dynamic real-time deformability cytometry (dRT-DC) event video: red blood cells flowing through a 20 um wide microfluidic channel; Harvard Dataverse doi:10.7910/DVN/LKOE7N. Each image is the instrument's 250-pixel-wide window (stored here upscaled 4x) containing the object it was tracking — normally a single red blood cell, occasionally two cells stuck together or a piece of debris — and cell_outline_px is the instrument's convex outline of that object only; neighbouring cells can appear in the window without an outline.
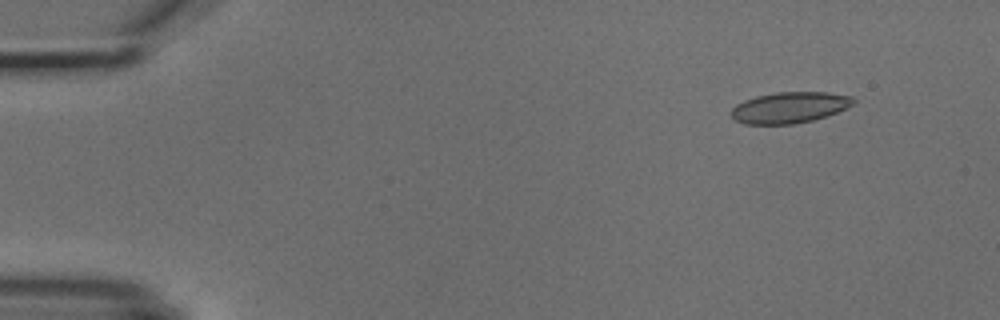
{"species": "common noctule bat (a hibernating species)", "species_latin": "Nyctalus noctula", "temperature_condition": "cold", "stored_images_in_passage": 5, "camera_frame_rate_fps": 3000, "um_per_image_px": 0.085, "animal": {"sex": "male", "body_mass_g": 18.8}, "frame": {"image": 1, "passage_image": 2, "time_ms": 1.0, "image_size_px": [1000, 320], "cell_outline_px": [[856, 100], [852, 104], [828, 116], [812, 120], [792, 124], [744, 124], [736, 120], [728, 112], [736, 104], [744, 100], [756, 96], [776, 92], [828, 92], [852, 96]], "centroid_in_image_um": [67.08, 9.13], "position_along_channel_um": 17.9, "area_um2": 22.14}}
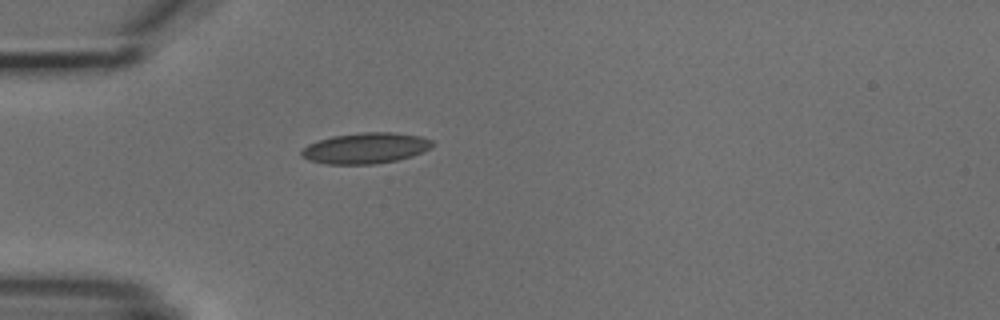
{"frame": {"image": 2, "passage_image": 5, "time_ms": 4.333, "image_size_px": [1000, 320], "cell_outline_px": [[432, 144], [428, 148], [412, 156], [396, 160], [376, 164], [324, 164], [308, 160], [300, 156], [300, 152], [308, 144], [332, 136], [364, 132], [392, 132], [420, 136], [432, 140]], "centroid_in_image_um": [31.02, 12.6], "position_along_channel_um": 54.0, "area_um2": 23.35}}